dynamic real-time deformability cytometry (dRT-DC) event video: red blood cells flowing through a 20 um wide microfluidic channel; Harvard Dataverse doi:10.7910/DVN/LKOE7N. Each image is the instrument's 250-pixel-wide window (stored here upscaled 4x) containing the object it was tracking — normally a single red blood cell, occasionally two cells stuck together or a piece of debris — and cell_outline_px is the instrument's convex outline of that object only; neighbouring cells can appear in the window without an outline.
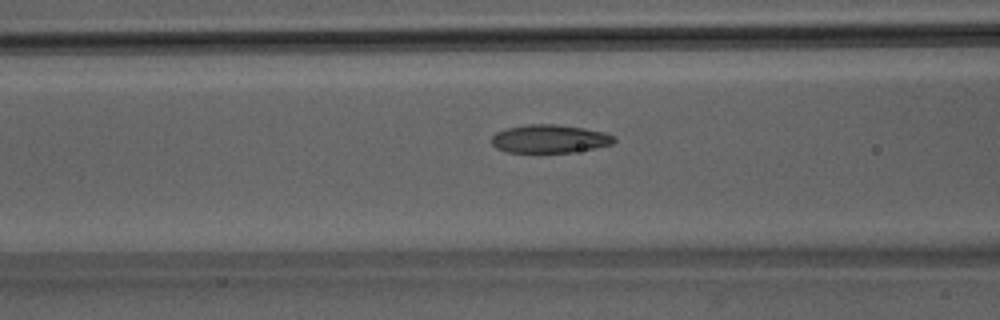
{"species": "Egyptian fruit bat (a non-hibernating species)", "species_latin": "Rousettus aegyptiacus", "temperature_condition": "room temperature", "stored_images_in_passage": 51, "camera_frame_rate_fps": 3000, "um_per_image_px": 0.085, "animal": {"sex": "male"}, "frame": {"image": 1, "passage_image": 21, "time_ms": 6.667, "image_size_px": [1000, 320], "cell_outline_px": [[616, 140], [612, 144], [572, 152], [508, 152], [496, 148], [492, 144], [492, 136], [496, 132], [508, 128], [528, 124], [556, 124], [584, 128], [604, 132], [616, 136]], "centroid_in_image_um": [46.73, 11.79], "position_along_channel_um": 119.9, "area_um2": 20.06}}
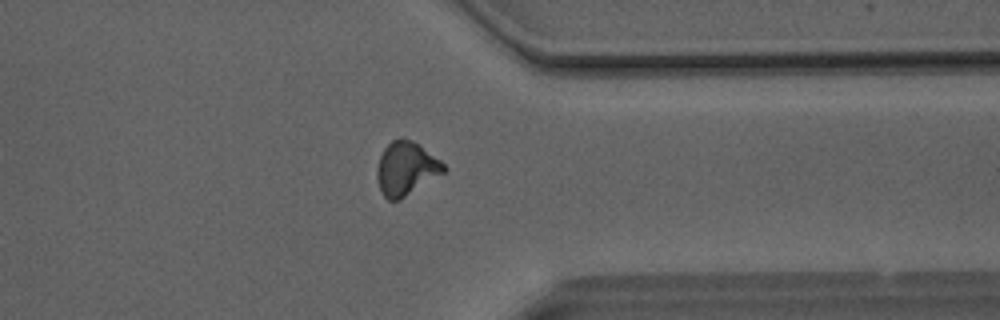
{"frame": {"image": 2, "passage_image": 40, "time_ms": 13.0, "image_size_px": [1000, 320], "cell_outline_px": [[448, 168], [444, 172], [400, 200], [388, 200], [384, 196], [380, 188], [376, 176], [376, 168], [380, 156], [384, 148], [392, 140], [400, 136], [412, 140], [440, 160]], "centroid_in_image_um": [34.5, 14.31], "position_along_channel_um": 376.9, "area_um2": 20.75}}
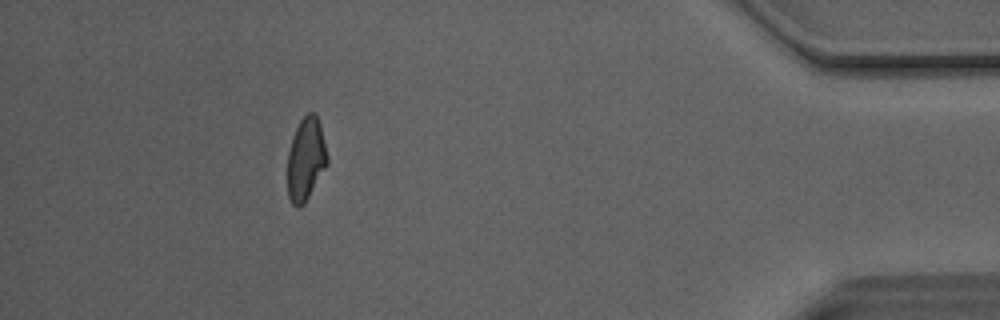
{"frame": {"image": 3, "passage_image": 46, "time_ms": 15.0, "image_size_px": [1000, 320], "cell_outline_px": [[328, 164], [304, 204], [300, 208], [296, 208], [292, 204], [288, 196], [288, 152], [292, 136], [300, 120], [308, 112], [316, 112], [320, 124], [328, 156]], "centroid_in_image_um": [26.0, 13.52], "position_along_channel_um": 409.2, "area_um2": 19.36}, "authors_computed_cell_mechanics": {"area_um2": 20.4034, "velocity_mm_per_s": 4.1292, "shape_relaxation_time_tau1_ms": 7.3657, "shape_relaxation_time_tau2_ms": 2.4677, "deformation_change_tau1": 0.189, "deformation_change_tau2": 0.0996}}